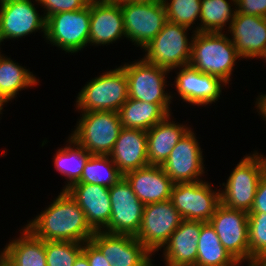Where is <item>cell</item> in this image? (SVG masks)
<instances>
[{
  "label": "cell",
  "instance_id": "cell-12",
  "mask_svg": "<svg viewBox=\"0 0 266 266\" xmlns=\"http://www.w3.org/2000/svg\"><path fill=\"white\" fill-rule=\"evenodd\" d=\"M182 220L170 199L147 204L141 227L135 237L153 254L169 241Z\"/></svg>",
  "mask_w": 266,
  "mask_h": 266
},
{
  "label": "cell",
  "instance_id": "cell-34",
  "mask_svg": "<svg viewBox=\"0 0 266 266\" xmlns=\"http://www.w3.org/2000/svg\"><path fill=\"white\" fill-rule=\"evenodd\" d=\"M249 260L266 256V214L248 212Z\"/></svg>",
  "mask_w": 266,
  "mask_h": 266
},
{
  "label": "cell",
  "instance_id": "cell-5",
  "mask_svg": "<svg viewBox=\"0 0 266 266\" xmlns=\"http://www.w3.org/2000/svg\"><path fill=\"white\" fill-rule=\"evenodd\" d=\"M245 156L230 174L225 189L220 191V203L231 209L250 212L258 182L265 172L262 155Z\"/></svg>",
  "mask_w": 266,
  "mask_h": 266
},
{
  "label": "cell",
  "instance_id": "cell-45",
  "mask_svg": "<svg viewBox=\"0 0 266 266\" xmlns=\"http://www.w3.org/2000/svg\"><path fill=\"white\" fill-rule=\"evenodd\" d=\"M262 159H263V161H264V165H265V172H266V158H264V157H263V155H262Z\"/></svg>",
  "mask_w": 266,
  "mask_h": 266
},
{
  "label": "cell",
  "instance_id": "cell-42",
  "mask_svg": "<svg viewBox=\"0 0 266 266\" xmlns=\"http://www.w3.org/2000/svg\"><path fill=\"white\" fill-rule=\"evenodd\" d=\"M106 1L115 3V4H123L126 2H136V1H144V0H106Z\"/></svg>",
  "mask_w": 266,
  "mask_h": 266
},
{
  "label": "cell",
  "instance_id": "cell-11",
  "mask_svg": "<svg viewBox=\"0 0 266 266\" xmlns=\"http://www.w3.org/2000/svg\"><path fill=\"white\" fill-rule=\"evenodd\" d=\"M220 242L238 262L249 261L248 212L220 203L209 220Z\"/></svg>",
  "mask_w": 266,
  "mask_h": 266
},
{
  "label": "cell",
  "instance_id": "cell-36",
  "mask_svg": "<svg viewBox=\"0 0 266 266\" xmlns=\"http://www.w3.org/2000/svg\"><path fill=\"white\" fill-rule=\"evenodd\" d=\"M237 13L266 18V0H232Z\"/></svg>",
  "mask_w": 266,
  "mask_h": 266
},
{
  "label": "cell",
  "instance_id": "cell-46",
  "mask_svg": "<svg viewBox=\"0 0 266 266\" xmlns=\"http://www.w3.org/2000/svg\"><path fill=\"white\" fill-rule=\"evenodd\" d=\"M3 109L2 105L0 104V114H1V110Z\"/></svg>",
  "mask_w": 266,
  "mask_h": 266
},
{
  "label": "cell",
  "instance_id": "cell-22",
  "mask_svg": "<svg viewBox=\"0 0 266 266\" xmlns=\"http://www.w3.org/2000/svg\"><path fill=\"white\" fill-rule=\"evenodd\" d=\"M133 192L145 205L167 201L174 185L161 166L148 165L124 175Z\"/></svg>",
  "mask_w": 266,
  "mask_h": 266
},
{
  "label": "cell",
  "instance_id": "cell-9",
  "mask_svg": "<svg viewBox=\"0 0 266 266\" xmlns=\"http://www.w3.org/2000/svg\"><path fill=\"white\" fill-rule=\"evenodd\" d=\"M111 218L103 232L136 236L141 224L145 204L135 195L123 176L109 188Z\"/></svg>",
  "mask_w": 266,
  "mask_h": 266
},
{
  "label": "cell",
  "instance_id": "cell-18",
  "mask_svg": "<svg viewBox=\"0 0 266 266\" xmlns=\"http://www.w3.org/2000/svg\"><path fill=\"white\" fill-rule=\"evenodd\" d=\"M181 68L175 78V88L182 100L198 106L217 101L222 85H226L225 82L216 76L202 73L190 65Z\"/></svg>",
  "mask_w": 266,
  "mask_h": 266
},
{
  "label": "cell",
  "instance_id": "cell-32",
  "mask_svg": "<svg viewBox=\"0 0 266 266\" xmlns=\"http://www.w3.org/2000/svg\"><path fill=\"white\" fill-rule=\"evenodd\" d=\"M83 243L72 241H45L47 266H73L82 253Z\"/></svg>",
  "mask_w": 266,
  "mask_h": 266
},
{
  "label": "cell",
  "instance_id": "cell-13",
  "mask_svg": "<svg viewBox=\"0 0 266 266\" xmlns=\"http://www.w3.org/2000/svg\"><path fill=\"white\" fill-rule=\"evenodd\" d=\"M128 79V98L153 104H170L172 96L165 92L169 70L146 62L143 58L121 66Z\"/></svg>",
  "mask_w": 266,
  "mask_h": 266
},
{
  "label": "cell",
  "instance_id": "cell-30",
  "mask_svg": "<svg viewBox=\"0 0 266 266\" xmlns=\"http://www.w3.org/2000/svg\"><path fill=\"white\" fill-rule=\"evenodd\" d=\"M109 158L108 155H91L78 183L102 185L108 188L113 186L123 175Z\"/></svg>",
  "mask_w": 266,
  "mask_h": 266
},
{
  "label": "cell",
  "instance_id": "cell-20",
  "mask_svg": "<svg viewBox=\"0 0 266 266\" xmlns=\"http://www.w3.org/2000/svg\"><path fill=\"white\" fill-rule=\"evenodd\" d=\"M228 28L240 57L257 58L265 50L266 18L236 12Z\"/></svg>",
  "mask_w": 266,
  "mask_h": 266
},
{
  "label": "cell",
  "instance_id": "cell-7",
  "mask_svg": "<svg viewBox=\"0 0 266 266\" xmlns=\"http://www.w3.org/2000/svg\"><path fill=\"white\" fill-rule=\"evenodd\" d=\"M126 37L144 48L168 22L162 0H144L121 4Z\"/></svg>",
  "mask_w": 266,
  "mask_h": 266
},
{
  "label": "cell",
  "instance_id": "cell-39",
  "mask_svg": "<svg viewBox=\"0 0 266 266\" xmlns=\"http://www.w3.org/2000/svg\"><path fill=\"white\" fill-rule=\"evenodd\" d=\"M255 103L257 105V109L260 111L258 113L266 118V94L260 95Z\"/></svg>",
  "mask_w": 266,
  "mask_h": 266
},
{
  "label": "cell",
  "instance_id": "cell-27",
  "mask_svg": "<svg viewBox=\"0 0 266 266\" xmlns=\"http://www.w3.org/2000/svg\"><path fill=\"white\" fill-rule=\"evenodd\" d=\"M195 266H239L219 240L209 222L201 226Z\"/></svg>",
  "mask_w": 266,
  "mask_h": 266
},
{
  "label": "cell",
  "instance_id": "cell-15",
  "mask_svg": "<svg viewBox=\"0 0 266 266\" xmlns=\"http://www.w3.org/2000/svg\"><path fill=\"white\" fill-rule=\"evenodd\" d=\"M191 130L178 141L161 166L174 184L202 181L198 178L204 173L202 151Z\"/></svg>",
  "mask_w": 266,
  "mask_h": 266
},
{
  "label": "cell",
  "instance_id": "cell-4",
  "mask_svg": "<svg viewBox=\"0 0 266 266\" xmlns=\"http://www.w3.org/2000/svg\"><path fill=\"white\" fill-rule=\"evenodd\" d=\"M81 113L82 117L71 137L92 155L109 156L123 128L119 113L116 111Z\"/></svg>",
  "mask_w": 266,
  "mask_h": 266
},
{
  "label": "cell",
  "instance_id": "cell-21",
  "mask_svg": "<svg viewBox=\"0 0 266 266\" xmlns=\"http://www.w3.org/2000/svg\"><path fill=\"white\" fill-rule=\"evenodd\" d=\"M147 144L145 130L122 128L109 157L124 176L149 165Z\"/></svg>",
  "mask_w": 266,
  "mask_h": 266
},
{
  "label": "cell",
  "instance_id": "cell-19",
  "mask_svg": "<svg viewBox=\"0 0 266 266\" xmlns=\"http://www.w3.org/2000/svg\"><path fill=\"white\" fill-rule=\"evenodd\" d=\"M125 36L121 4L90 0L89 43L110 44Z\"/></svg>",
  "mask_w": 266,
  "mask_h": 266
},
{
  "label": "cell",
  "instance_id": "cell-2",
  "mask_svg": "<svg viewBox=\"0 0 266 266\" xmlns=\"http://www.w3.org/2000/svg\"><path fill=\"white\" fill-rule=\"evenodd\" d=\"M189 65L198 71L216 76L226 84L235 62L240 58L234 43L223 32H195L191 39Z\"/></svg>",
  "mask_w": 266,
  "mask_h": 266
},
{
  "label": "cell",
  "instance_id": "cell-10",
  "mask_svg": "<svg viewBox=\"0 0 266 266\" xmlns=\"http://www.w3.org/2000/svg\"><path fill=\"white\" fill-rule=\"evenodd\" d=\"M170 200L182 219L209 222L220 204V191L207 182L176 183Z\"/></svg>",
  "mask_w": 266,
  "mask_h": 266
},
{
  "label": "cell",
  "instance_id": "cell-17",
  "mask_svg": "<svg viewBox=\"0 0 266 266\" xmlns=\"http://www.w3.org/2000/svg\"><path fill=\"white\" fill-rule=\"evenodd\" d=\"M66 191L84 211L87 224L94 232L102 231L107 227L111 218V200L108 187L75 183Z\"/></svg>",
  "mask_w": 266,
  "mask_h": 266
},
{
  "label": "cell",
  "instance_id": "cell-41",
  "mask_svg": "<svg viewBox=\"0 0 266 266\" xmlns=\"http://www.w3.org/2000/svg\"><path fill=\"white\" fill-rule=\"evenodd\" d=\"M73 266H90V264L87 257L83 253H81L75 260Z\"/></svg>",
  "mask_w": 266,
  "mask_h": 266
},
{
  "label": "cell",
  "instance_id": "cell-25",
  "mask_svg": "<svg viewBox=\"0 0 266 266\" xmlns=\"http://www.w3.org/2000/svg\"><path fill=\"white\" fill-rule=\"evenodd\" d=\"M2 261L7 266H47L45 241L24 227L22 237L12 240L4 248Z\"/></svg>",
  "mask_w": 266,
  "mask_h": 266
},
{
  "label": "cell",
  "instance_id": "cell-24",
  "mask_svg": "<svg viewBox=\"0 0 266 266\" xmlns=\"http://www.w3.org/2000/svg\"><path fill=\"white\" fill-rule=\"evenodd\" d=\"M168 114L147 132L149 165L162 166L178 141L190 130L181 124L173 123Z\"/></svg>",
  "mask_w": 266,
  "mask_h": 266
},
{
  "label": "cell",
  "instance_id": "cell-37",
  "mask_svg": "<svg viewBox=\"0 0 266 266\" xmlns=\"http://www.w3.org/2000/svg\"><path fill=\"white\" fill-rule=\"evenodd\" d=\"M82 253L87 257L90 266H111L100 249L91 240L83 243Z\"/></svg>",
  "mask_w": 266,
  "mask_h": 266
},
{
  "label": "cell",
  "instance_id": "cell-44",
  "mask_svg": "<svg viewBox=\"0 0 266 266\" xmlns=\"http://www.w3.org/2000/svg\"><path fill=\"white\" fill-rule=\"evenodd\" d=\"M0 266H7L3 261H2V251L0 254Z\"/></svg>",
  "mask_w": 266,
  "mask_h": 266
},
{
  "label": "cell",
  "instance_id": "cell-16",
  "mask_svg": "<svg viewBox=\"0 0 266 266\" xmlns=\"http://www.w3.org/2000/svg\"><path fill=\"white\" fill-rule=\"evenodd\" d=\"M0 4V42L41 29L45 36L46 18L38 14L31 0H0Z\"/></svg>",
  "mask_w": 266,
  "mask_h": 266
},
{
  "label": "cell",
  "instance_id": "cell-8",
  "mask_svg": "<svg viewBox=\"0 0 266 266\" xmlns=\"http://www.w3.org/2000/svg\"><path fill=\"white\" fill-rule=\"evenodd\" d=\"M89 31L90 2L80 10L59 12L46 18V40L68 53L88 45Z\"/></svg>",
  "mask_w": 266,
  "mask_h": 266
},
{
  "label": "cell",
  "instance_id": "cell-6",
  "mask_svg": "<svg viewBox=\"0 0 266 266\" xmlns=\"http://www.w3.org/2000/svg\"><path fill=\"white\" fill-rule=\"evenodd\" d=\"M187 29L189 27L168 21L154 39L143 48L145 52L147 51L143 59L169 71L189 65L192 43L188 41Z\"/></svg>",
  "mask_w": 266,
  "mask_h": 266
},
{
  "label": "cell",
  "instance_id": "cell-31",
  "mask_svg": "<svg viewBox=\"0 0 266 266\" xmlns=\"http://www.w3.org/2000/svg\"><path fill=\"white\" fill-rule=\"evenodd\" d=\"M227 0H201V26L195 32H222L224 26L236 15Z\"/></svg>",
  "mask_w": 266,
  "mask_h": 266
},
{
  "label": "cell",
  "instance_id": "cell-29",
  "mask_svg": "<svg viewBox=\"0 0 266 266\" xmlns=\"http://www.w3.org/2000/svg\"><path fill=\"white\" fill-rule=\"evenodd\" d=\"M68 140L71 146L60 148L54 156L56 170L69 179L62 191L80 181L84 166L92 155L71 136Z\"/></svg>",
  "mask_w": 266,
  "mask_h": 266
},
{
  "label": "cell",
  "instance_id": "cell-43",
  "mask_svg": "<svg viewBox=\"0 0 266 266\" xmlns=\"http://www.w3.org/2000/svg\"><path fill=\"white\" fill-rule=\"evenodd\" d=\"M258 58H263L264 60H266V47H265V50L262 52V54Z\"/></svg>",
  "mask_w": 266,
  "mask_h": 266
},
{
  "label": "cell",
  "instance_id": "cell-1",
  "mask_svg": "<svg viewBox=\"0 0 266 266\" xmlns=\"http://www.w3.org/2000/svg\"><path fill=\"white\" fill-rule=\"evenodd\" d=\"M25 227L44 241L85 243L94 234L84 211L67 191L60 192L53 203Z\"/></svg>",
  "mask_w": 266,
  "mask_h": 266
},
{
  "label": "cell",
  "instance_id": "cell-28",
  "mask_svg": "<svg viewBox=\"0 0 266 266\" xmlns=\"http://www.w3.org/2000/svg\"><path fill=\"white\" fill-rule=\"evenodd\" d=\"M31 73L0 54V104L2 106L15 98L21 89L37 84L36 77Z\"/></svg>",
  "mask_w": 266,
  "mask_h": 266
},
{
  "label": "cell",
  "instance_id": "cell-38",
  "mask_svg": "<svg viewBox=\"0 0 266 266\" xmlns=\"http://www.w3.org/2000/svg\"><path fill=\"white\" fill-rule=\"evenodd\" d=\"M250 212H263L266 214V172H264L258 182Z\"/></svg>",
  "mask_w": 266,
  "mask_h": 266
},
{
  "label": "cell",
  "instance_id": "cell-40",
  "mask_svg": "<svg viewBox=\"0 0 266 266\" xmlns=\"http://www.w3.org/2000/svg\"><path fill=\"white\" fill-rule=\"evenodd\" d=\"M248 262L249 266H266V256L252 257Z\"/></svg>",
  "mask_w": 266,
  "mask_h": 266
},
{
  "label": "cell",
  "instance_id": "cell-35",
  "mask_svg": "<svg viewBox=\"0 0 266 266\" xmlns=\"http://www.w3.org/2000/svg\"><path fill=\"white\" fill-rule=\"evenodd\" d=\"M44 6L45 18L59 12H70L86 7L90 0H35Z\"/></svg>",
  "mask_w": 266,
  "mask_h": 266
},
{
  "label": "cell",
  "instance_id": "cell-14",
  "mask_svg": "<svg viewBox=\"0 0 266 266\" xmlns=\"http://www.w3.org/2000/svg\"><path fill=\"white\" fill-rule=\"evenodd\" d=\"M111 266H151L152 253L132 235L94 232L90 239Z\"/></svg>",
  "mask_w": 266,
  "mask_h": 266
},
{
  "label": "cell",
  "instance_id": "cell-3",
  "mask_svg": "<svg viewBox=\"0 0 266 266\" xmlns=\"http://www.w3.org/2000/svg\"><path fill=\"white\" fill-rule=\"evenodd\" d=\"M128 99V79L119 66L86 84L77 96V108L82 112L116 111Z\"/></svg>",
  "mask_w": 266,
  "mask_h": 266
},
{
  "label": "cell",
  "instance_id": "cell-33",
  "mask_svg": "<svg viewBox=\"0 0 266 266\" xmlns=\"http://www.w3.org/2000/svg\"><path fill=\"white\" fill-rule=\"evenodd\" d=\"M166 9L167 20L173 24L190 27L199 17L201 0H162Z\"/></svg>",
  "mask_w": 266,
  "mask_h": 266
},
{
  "label": "cell",
  "instance_id": "cell-26",
  "mask_svg": "<svg viewBox=\"0 0 266 266\" xmlns=\"http://www.w3.org/2000/svg\"><path fill=\"white\" fill-rule=\"evenodd\" d=\"M170 104H153L128 98L119 109L123 128L148 131L170 113Z\"/></svg>",
  "mask_w": 266,
  "mask_h": 266
},
{
  "label": "cell",
  "instance_id": "cell-23",
  "mask_svg": "<svg viewBox=\"0 0 266 266\" xmlns=\"http://www.w3.org/2000/svg\"><path fill=\"white\" fill-rule=\"evenodd\" d=\"M205 222L183 219L163 246L166 266H195L201 226Z\"/></svg>",
  "mask_w": 266,
  "mask_h": 266
}]
</instances>
